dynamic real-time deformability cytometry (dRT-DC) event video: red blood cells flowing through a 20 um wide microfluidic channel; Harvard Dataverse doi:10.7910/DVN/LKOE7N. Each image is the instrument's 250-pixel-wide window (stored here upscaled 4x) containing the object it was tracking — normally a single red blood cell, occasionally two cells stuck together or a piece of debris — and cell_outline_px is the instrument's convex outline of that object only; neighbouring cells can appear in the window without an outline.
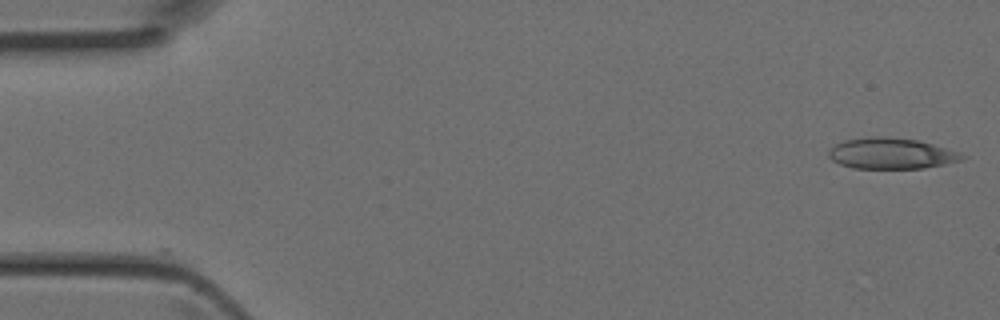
{"species": "Egyptian fruit bat (a non-hibernating species)", "species_latin": "Rousettus aegyptiacus", "temperature_condition": "room temperature", "stored_images_in_passage": 29, "camera_frame_rate_fps": 3000, "um_per_image_px": 0.085, "animal": {"sex": "female"}, "frame": {"image": 1, "passage_image": 1, "time_ms": 0.0, "image_size_px": [1000, 320], "cell_outline_px": [[968, 156], [960, 160], [924, 168], [852, 168], [840, 164], [832, 160], [828, 156], [828, 152], [836, 144], [844, 140], [868, 136], [884, 136], [916, 140], [932, 144], [960, 152]], "centroid_in_image_um": [75.73, 13.04], "position_along_channel_um": 9.3, "area_um2": 23.93}}
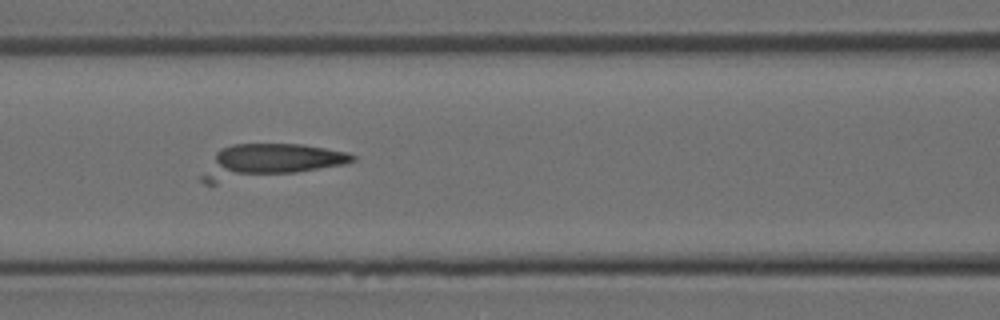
{"frame": {"image": 2, "passage_image": 18, "time_ms": 5.667, "image_size_px": [1000, 320], "cell_outline_px": [[356, 160], [344, 164], [296, 172], [216, 184], [204, 184], [200, 180], [200, 176], [216, 152], [220, 148], [232, 144], [300, 144], [348, 152], [356, 156]], "centroid_in_image_um": [22.82, 13.71], "position_along_channel_um": 143.8, "area_um2": 29.48}}
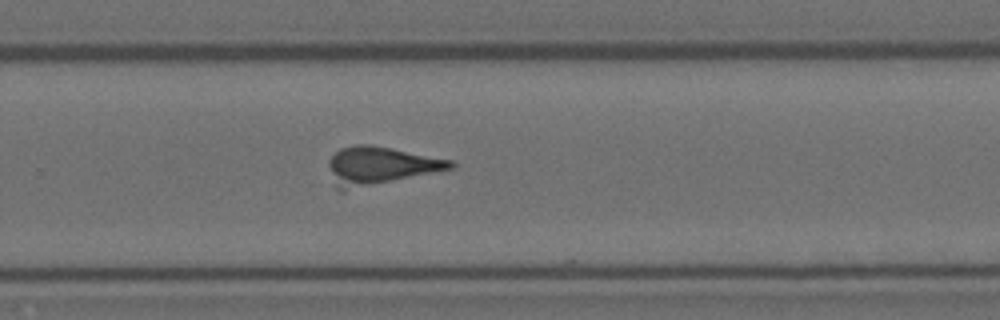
{"frame": {"image": 3, "passage_image": 28, "time_ms": 9.0, "image_size_px": [1000, 320], "cell_outline_px": [[456, 168], [344, 192], [340, 192], [336, 188], [328, 164], [328, 160], [340, 148], [356, 144], [368, 144], [392, 148], [452, 160], [456, 164]], "centroid_in_image_um": [32.32, 14.11], "position_along_channel_um": 297.5, "area_um2": 27.4}}